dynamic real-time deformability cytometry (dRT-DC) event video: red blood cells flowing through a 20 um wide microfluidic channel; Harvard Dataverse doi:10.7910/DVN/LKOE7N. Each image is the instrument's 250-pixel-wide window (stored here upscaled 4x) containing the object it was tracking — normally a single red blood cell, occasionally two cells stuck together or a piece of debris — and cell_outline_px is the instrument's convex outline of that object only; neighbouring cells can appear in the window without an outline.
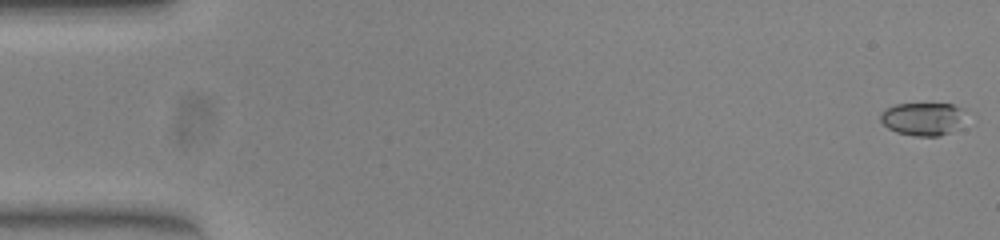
{"species": "common noctule bat (a hibernating species)", "species_latin": "Nyctalus noctula", "temperature_condition": "warm", "stored_images_in_passage": 8, "camera_frame_rate_fps": 3000, "um_per_image_px": 0.085, "animal": {"sex": "female", "body_mass_g": 23.0, "forearm_length_mm": 53.4}, "frame": {"image": 1, "passage_image": 1, "time_ms": 0.0, "image_size_px": [1000, 240], "cell_outline_px": [[964, 108], [956, 128], [940, 136], [916, 136], [896, 132], [888, 128], [880, 120], [880, 112], [884, 108], [896, 104], [952, 104]], "centroid_in_image_um": [78.35, 10.09], "position_along_channel_um": 6.7, "area_um2": 16.07}}